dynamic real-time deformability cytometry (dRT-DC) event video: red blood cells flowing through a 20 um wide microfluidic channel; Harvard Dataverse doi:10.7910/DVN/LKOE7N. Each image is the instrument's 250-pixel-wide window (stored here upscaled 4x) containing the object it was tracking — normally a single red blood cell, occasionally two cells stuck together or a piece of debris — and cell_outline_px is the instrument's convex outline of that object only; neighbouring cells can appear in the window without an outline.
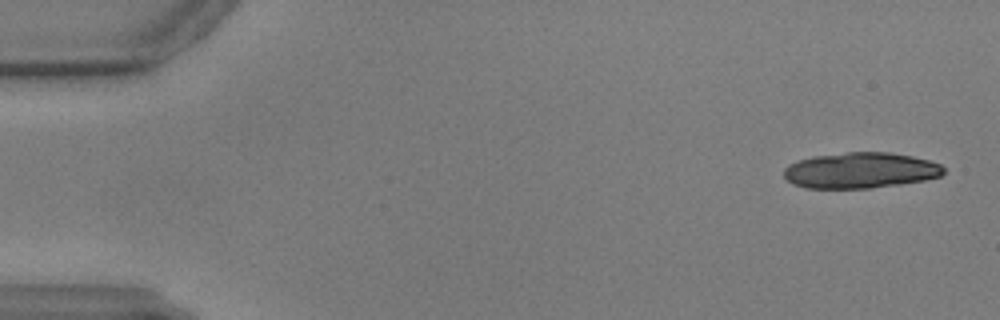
{"species": "common noctule bat (a hibernating species)", "species_latin": "Nyctalus noctula", "temperature_condition": "warm", "stored_images_in_passage": 18, "camera_frame_rate_fps": 3000, "um_per_image_px": 0.085, "animal": {"sex": "male", "body_mass_g": 17.9, "forearm_length_mm": 54.2}, "frame": {"image": 1, "passage_image": 2, "time_ms": 0.333, "image_size_px": [1000, 320], "cell_outline_px": [[944, 172], [940, 176], [924, 180], [900, 184], [872, 188], [804, 188], [792, 184], [784, 176], [784, 168], [788, 164], [812, 156], [848, 152], [888, 152], [912, 156], [928, 160], [940, 164], [944, 168]], "centroid_in_image_um": [73.11, 14.48], "position_along_channel_um": 11.9, "area_um2": 33.35}}